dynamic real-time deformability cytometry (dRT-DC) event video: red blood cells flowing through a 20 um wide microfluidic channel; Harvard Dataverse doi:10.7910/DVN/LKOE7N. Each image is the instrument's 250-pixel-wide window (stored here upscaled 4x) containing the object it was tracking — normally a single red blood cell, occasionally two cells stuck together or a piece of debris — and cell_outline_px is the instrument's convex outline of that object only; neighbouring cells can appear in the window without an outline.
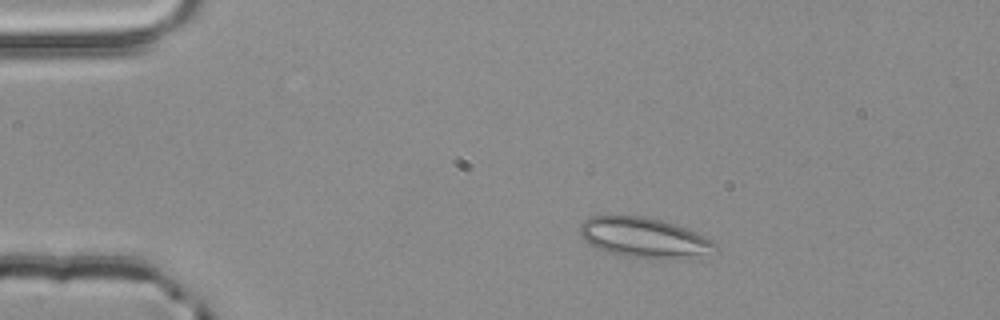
{"species": "common noctule bat (a hibernating species)", "species_latin": "Nyctalus noctula", "temperature_condition": "room temperature", "stored_images_in_passage": 45, "camera_frame_rate_fps": 3000, "um_per_image_px": 0.085, "animal": {"sex": "male", "body_mass_g": 20.4}, "frame": {"image": 1, "passage_image": 1, "time_ms": 0.0, "image_size_px": [1000, 320], "cell_outline_px": [[716, 248], [672, 260], [648, 260], [624, 256], [604, 252], [596, 248], [584, 240], [580, 236], [580, 224], [584, 220], [592, 216], [644, 216], [676, 224], [688, 228], [712, 240], [716, 244]], "centroid_in_image_um": [54.65, 20.2], "position_along_channel_um": 30.3, "area_um2": 31.56}}
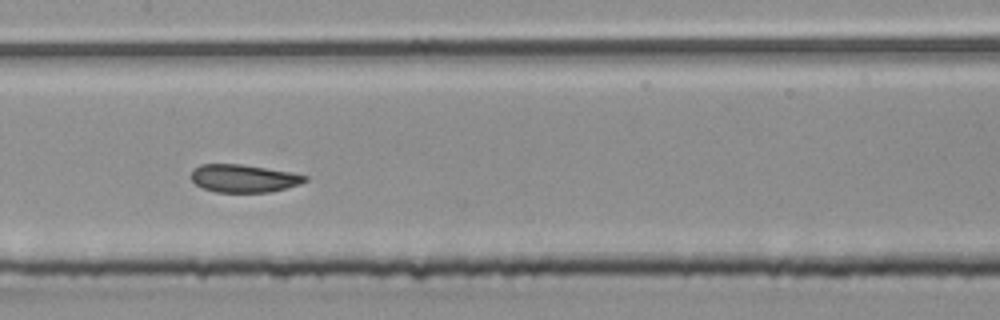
{"frame": {"image": 2, "passage_image": 18, "time_ms": 5.667, "image_size_px": [1000, 320], "cell_outline_px": [[308, 180], [300, 184], [272, 192], [216, 192], [204, 188], [196, 184], [192, 180], [192, 168], [200, 164], [244, 164], [292, 172], [308, 176]], "centroid_in_image_um": [20.74, 15.15], "position_along_channel_um": 186.7, "area_um2": 18.61}}
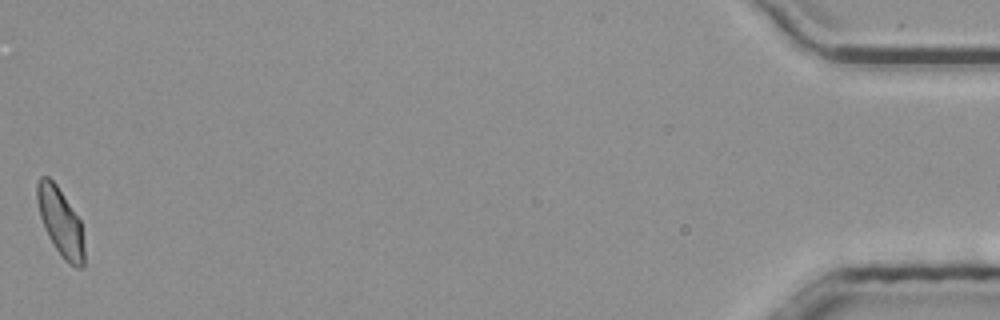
{"frame": {"image": 3, "passage_image": 45, "time_ms": 14.667, "image_size_px": [1000, 320], "cell_outline_px": [[84, 264], [80, 268], [76, 268], [68, 264], [64, 260], [48, 236], [44, 228], [40, 216], [36, 200], [36, 184], [40, 176], [48, 176], [56, 184], [80, 220], [84, 244]], "centroid_in_image_um": [5.13, 18.87], "position_along_channel_um": 430.1, "area_um2": 18.67}, "authors_computed_cell_mechanics": {"area_um2": 19.0162, "velocity_mm_per_s": 3.838, "shape_relaxation_time_tau1_ms": 5.2579, "shape_relaxation_time_tau2_ms": 1.4073, "deformation_change_tau1": 0.1201, "deformation_change_tau2": 0.0591}}